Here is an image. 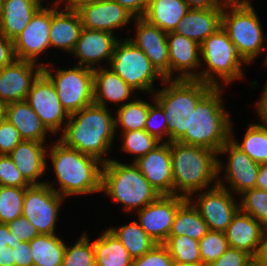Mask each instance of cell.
<instances>
[{"mask_svg": "<svg viewBox=\"0 0 267 266\" xmlns=\"http://www.w3.org/2000/svg\"><path fill=\"white\" fill-rule=\"evenodd\" d=\"M52 144L49 145L47 156L51 158L55 180L60 187L56 189L54 183L46 181L47 185L64 198L101 192L103 162L67 147L59 140Z\"/></svg>", "mask_w": 267, "mask_h": 266, "instance_id": "2", "label": "cell"}, {"mask_svg": "<svg viewBox=\"0 0 267 266\" xmlns=\"http://www.w3.org/2000/svg\"><path fill=\"white\" fill-rule=\"evenodd\" d=\"M256 188L267 190V163L260 164L259 166Z\"/></svg>", "mask_w": 267, "mask_h": 266, "instance_id": "56", "label": "cell"}, {"mask_svg": "<svg viewBox=\"0 0 267 266\" xmlns=\"http://www.w3.org/2000/svg\"><path fill=\"white\" fill-rule=\"evenodd\" d=\"M172 257L164 244H156L143 256L133 259L131 266H171Z\"/></svg>", "mask_w": 267, "mask_h": 266, "instance_id": "46", "label": "cell"}, {"mask_svg": "<svg viewBox=\"0 0 267 266\" xmlns=\"http://www.w3.org/2000/svg\"><path fill=\"white\" fill-rule=\"evenodd\" d=\"M264 231L265 227L259 221L239 210L227 227L225 235L229 247L254 257Z\"/></svg>", "mask_w": 267, "mask_h": 266, "instance_id": "27", "label": "cell"}, {"mask_svg": "<svg viewBox=\"0 0 267 266\" xmlns=\"http://www.w3.org/2000/svg\"><path fill=\"white\" fill-rule=\"evenodd\" d=\"M190 9L220 8L216 0H185Z\"/></svg>", "mask_w": 267, "mask_h": 266, "instance_id": "54", "label": "cell"}, {"mask_svg": "<svg viewBox=\"0 0 267 266\" xmlns=\"http://www.w3.org/2000/svg\"><path fill=\"white\" fill-rule=\"evenodd\" d=\"M264 62H265V64L267 65V56H266V58H265V61H264Z\"/></svg>", "mask_w": 267, "mask_h": 266, "instance_id": "62", "label": "cell"}, {"mask_svg": "<svg viewBox=\"0 0 267 266\" xmlns=\"http://www.w3.org/2000/svg\"><path fill=\"white\" fill-rule=\"evenodd\" d=\"M228 248L225 232L209 230L199 241L202 265L208 266L216 261Z\"/></svg>", "mask_w": 267, "mask_h": 266, "instance_id": "43", "label": "cell"}, {"mask_svg": "<svg viewBox=\"0 0 267 266\" xmlns=\"http://www.w3.org/2000/svg\"><path fill=\"white\" fill-rule=\"evenodd\" d=\"M58 9L51 7L50 47L62 49L70 54L83 28L81 17L78 11Z\"/></svg>", "mask_w": 267, "mask_h": 266, "instance_id": "26", "label": "cell"}, {"mask_svg": "<svg viewBox=\"0 0 267 266\" xmlns=\"http://www.w3.org/2000/svg\"><path fill=\"white\" fill-rule=\"evenodd\" d=\"M115 129L118 125L121 132L142 130L145 127L149 112V102L144 99L129 101L116 109Z\"/></svg>", "mask_w": 267, "mask_h": 266, "instance_id": "37", "label": "cell"}, {"mask_svg": "<svg viewBox=\"0 0 267 266\" xmlns=\"http://www.w3.org/2000/svg\"><path fill=\"white\" fill-rule=\"evenodd\" d=\"M63 196L57 194L49 185H31L26 188L22 216L39 234H56L57 217Z\"/></svg>", "mask_w": 267, "mask_h": 266, "instance_id": "11", "label": "cell"}, {"mask_svg": "<svg viewBox=\"0 0 267 266\" xmlns=\"http://www.w3.org/2000/svg\"><path fill=\"white\" fill-rule=\"evenodd\" d=\"M115 134V117L111 110L93 102L69 116L58 140L105 163L110 160L105 154L109 153Z\"/></svg>", "mask_w": 267, "mask_h": 266, "instance_id": "1", "label": "cell"}, {"mask_svg": "<svg viewBox=\"0 0 267 266\" xmlns=\"http://www.w3.org/2000/svg\"><path fill=\"white\" fill-rule=\"evenodd\" d=\"M134 163L160 195H173V173L169 142H161Z\"/></svg>", "mask_w": 267, "mask_h": 266, "instance_id": "20", "label": "cell"}, {"mask_svg": "<svg viewBox=\"0 0 267 266\" xmlns=\"http://www.w3.org/2000/svg\"><path fill=\"white\" fill-rule=\"evenodd\" d=\"M227 154V165L218 159V174L224 171V180L218 177V184L230 192L241 195L243 192L256 188V180L260 164L254 162L245 152L229 139L219 150L218 155ZM225 166V167H223ZM225 168V169H224ZM226 181V182H225ZM225 182V183H224Z\"/></svg>", "mask_w": 267, "mask_h": 266, "instance_id": "12", "label": "cell"}, {"mask_svg": "<svg viewBox=\"0 0 267 266\" xmlns=\"http://www.w3.org/2000/svg\"><path fill=\"white\" fill-rule=\"evenodd\" d=\"M108 229L121 241L133 259L143 256L156 245L137 221H131L130 224L117 228L112 226Z\"/></svg>", "mask_w": 267, "mask_h": 266, "instance_id": "35", "label": "cell"}, {"mask_svg": "<svg viewBox=\"0 0 267 266\" xmlns=\"http://www.w3.org/2000/svg\"><path fill=\"white\" fill-rule=\"evenodd\" d=\"M15 59L13 40L0 32V69L10 65Z\"/></svg>", "mask_w": 267, "mask_h": 266, "instance_id": "50", "label": "cell"}, {"mask_svg": "<svg viewBox=\"0 0 267 266\" xmlns=\"http://www.w3.org/2000/svg\"><path fill=\"white\" fill-rule=\"evenodd\" d=\"M42 63L15 59L0 69V100L6 105L27 99L33 82L43 72Z\"/></svg>", "mask_w": 267, "mask_h": 266, "instance_id": "17", "label": "cell"}, {"mask_svg": "<svg viewBox=\"0 0 267 266\" xmlns=\"http://www.w3.org/2000/svg\"><path fill=\"white\" fill-rule=\"evenodd\" d=\"M6 104L0 100V122L5 118Z\"/></svg>", "mask_w": 267, "mask_h": 266, "instance_id": "59", "label": "cell"}, {"mask_svg": "<svg viewBox=\"0 0 267 266\" xmlns=\"http://www.w3.org/2000/svg\"><path fill=\"white\" fill-rule=\"evenodd\" d=\"M222 86L212 87L191 114L190 133L178 141L219 152L230 139L232 120L222 101Z\"/></svg>", "mask_w": 267, "mask_h": 266, "instance_id": "5", "label": "cell"}, {"mask_svg": "<svg viewBox=\"0 0 267 266\" xmlns=\"http://www.w3.org/2000/svg\"><path fill=\"white\" fill-rule=\"evenodd\" d=\"M123 141L122 149L134 155L133 162L153 150L161 142L151 136L146 130H133L121 132Z\"/></svg>", "mask_w": 267, "mask_h": 266, "instance_id": "40", "label": "cell"}, {"mask_svg": "<svg viewBox=\"0 0 267 266\" xmlns=\"http://www.w3.org/2000/svg\"><path fill=\"white\" fill-rule=\"evenodd\" d=\"M64 242L57 234H39L29 242L33 266H62Z\"/></svg>", "mask_w": 267, "mask_h": 266, "instance_id": "32", "label": "cell"}, {"mask_svg": "<svg viewBox=\"0 0 267 266\" xmlns=\"http://www.w3.org/2000/svg\"><path fill=\"white\" fill-rule=\"evenodd\" d=\"M128 10L135 18L143 17L148 0H114Z\"/></svg>", "mask_w": 267, "mask_h": 266, "instance_id": "51", "label": "cell"}, {"mask_svg": "<svg viewBox=\"0 0 267 266\" xmlns=\"http://www.w3.org/2000/svg\"><path fill=\"white\" fill-rule=\"evenodd\" d=\"M10 234L22 242H30L39 235L37 229L24 217L20 216L7 223Z\"/></svg>", "mask_w": 267, "mask_h": 266, "instance_id": "49", "label": "cell"}, {"mask_svg": "<svg viewBox=\"0 0 267 266\" xmlns=\"http://www.w3.org/2000/svg\"><path fill=\"white\" fill-rule=\"evenodd\" d=\"M93 90L94 103L103 107H108L107 101L117 103L121 107L136 95L135 90L119 75L104 66L93 69Z\"/></svg>", "mask_w": 267, "mask_h": 266, "instance_id": "24", "label": "cell"}, {"mask_svg": "<svg viewBox=\"0 0 267 266\" xmlns=\"http://www.w3.org/2000/svg\"><path fill=\"white\" fill-rule=\"evenodd\" d=\"M62 266H95L93 242L86 233L73 246L66 245Z\"/></svg>", "mask_w": 267, "mask_h": 266, "instance_id": "42", "label": "cell"}, {"mask_svg": "<svg viewBox=\"0 0 267 266\" xmlns=\"http://www.w3.org/2000/svg\"><path fill=\"white\" fill-rule=\"evenodd\" d=\"M200 50L201 63H204L205 68L197 72L196 80L217 87L221 86V82L230 85L231 82L244 77L242 66L246 63L238 55L222 26L200 44Z\"/></svg>", "mask_w": 267, "mask_h": 266, "instance_id": "7", "label": "cell"}, {"mask_svg": "<svg viewBox=\"0 0 267 266\" xmlns=\"http://www.w3.org/2000/svg\"><path fill=\"white\" fill-rule=\"evenodd\" d=\"M51 25V7H40L28 25L13 40L14 55L18 60L38 63V58L50 49L49 31Z\"/></svg>", "mask_w": 267, "mask_h": 266, "instance_id": "16", "label": "cell"}, {"mask_svg": "<svg viewBox=\"0 0 267 266\" xmlns=\"http://www.w3.org/2000/svg\"><path fill=\"white\" fill-rule=\"evenodd\" d=\"M222 12V8L189 9L173 32L201 44L222 26Z\"/></svg>", "mask_w": 267, "mask_h": 266, "instance_id": "25", "label": "cell"}, {"mask_svg": "<svg viewBox=\"0 0 267 266\" xmlns=\"http://www.w3.org/2000/svg\"><path fill=\"white\" fill-rule=\"evenodd\" d=\"M253 257L242 250L229 247L225 253L208 266H251Z\"/></svg>", "mask_w": 267, "mask_h": 266, "instance_id": "48", "label": "cell"}, {"mask_svg": "<svg viewBox=\"0 0 267 266\" xmlns=\"http://www.w3.org/2000/svg\"><path fill=\"white\" fill-rule=\"evenodd\" d=\"M2 4H3V0H0V15H1Z\"/></svg>", "mask_w": 267, "mask_h": 266, "instance_id": "61", "label": "cell"}, {"mask_svg": "<svg viewBox=\"0 0 267 266\" xmlns=\"http://www.w3.org/2000/svg\"><path fill=\"white\" fill-rule=\"evenodd\" d=\"M5 118L18 130L23 140L45 143L47 133L52 134L26 100L6 105Z\"/></svg>", "mask_w": 267, "mask_h": 266, "instance_id": "28", "label": "cell"}, {"mask_svg": "<svg viewBox=\"0 0 267 266\" xmlns=\"http://www.w3.org/2000/svg\"><path fill=\"white\" fill-rule=\"evenodd\" d=\"M199 192L195 201L193 198L189 200L197 208L209 230L225 232L240 210L233 193L219 184H213L210 189Z\"/></svg>", "mask_w": 267, "mask_h": 266, "instance_id": "13", "label": "cell"}, {"mask_svg": "<svg viewBox=\"0 0 267 266\" xmlns=\"http://www.w3.org/2000/svg\"><path fill=\"white\" fill-rule=\"evenodd\" d=\"M49 66L50 63H44L43 73L54 84L58 99L69 115L94 102L93 69L75 65L53 70V66Z\"/></svg>", "mask_w": 267, "mask_h": 266, "instance_id": "10", "label": "cell"}, {"mask_svg": "<svg viewBox=\"0 0 267 266\" xmlns=\"http://www.w3.org/2000/svg\"><path fill=\"white\" fill-rule=\"evenodd\" d=\"M0 266H33L29 242L11 235L4 223H0Z\"/></svg>", "mask_w": 267, "mask_h": 266, "instance_id": "34", "label": "cell"}, {"mask_svg": "<svg viewBox=\"0 0 267 266\" xmlns=\"http://www.w3.org/2000/svg\"><path fill=\"white\" fill-rule=\"evenodd\" d=\"M216 2L217 5L222 9L252 5L250 0H216Z\"/></svg>", "mask_w": 267, "mask_h": 266, "instance_id": "57", "label": "cell"}, {"mask_svg": "<svg viewBox=\"0 0 267 266\" xmlns=\"http://www.w3.org/2000/svg\"><path fill=\"white\" fill-rule=\"evenodd\" d=\"M118 41L119 39L111 32L82 28L71 54L79 59L76 65L95 69L94 66L102 60L110 62Z\"/></svg>", "mask_w": 267, "mask_h": 266, "instance_id": "21", "label": "cell"}, {"mask_svg": "<svg viewBox=\"0 0 267 266\" xmlns=\"http://www.w3.org/2000/svg\"><path fill=\"white\" fill-rule=\"evenodd\" d=\"M110 69L119 75L135 91H144L150 95L155 92L154 82L165 78L151 64L146 54L128 37L119 39L109 62Z\"/></svg>", "mask_w": 267, "mask_h": 266, "instance_id": "9", "label": "cell"}, {"mask_svg": "<svg viewBox=\"0 0 267 266\" xmlns=\"http://www.w3.org/2000/svg\"><path fill=\"white\" fill-rule=\"evenodd\" d=\"M98 0H66L63 9L69 11H79L83 6L90 5Z\"/></svg>", "mask_w": 267, "mask_h": 266, "instance_id": "55", "label": "cell"}, {"mask_svg": "<svg viewBox=\"0 0 267 266\" xmlns=\"http://www.w3.org/2000/svg\"><path fill=\"white\" fill-rule=\"evenodd\" d=\"M187 199L180 195H160L136 211L141 228L156 244H163L167 240L176 212Z\"/></svg>", "mask_w": 267, "mask_h": 266, "instance_id": "15", "label": "cell"}, {"mask_svg": "<svg viewBox=\"0 0 267 266\" xmlns=\"http://www.w3.org/2000/svg\"><path fill=\"white\" fill-rule=\"evenodd\" d=\"M43 142L23 140L9 154L15 166L31 185H42L44 181H38L39 177L46 173L47 146Z\"/></svg>", "mask_w": 267, "mask_h": 266, "instance_id": "23", "label": "cell"}, {"mask_svg": "<svg viewBox=\"0 0 267 266\" xmlns=\"http://www.w3.org/2000/svg\"><path fill=\"white\" fill-rule=\"evenodd\" d=\"M40 8L34 0H3L0 15V32L14 40L28 25Z\"/></svg>", "mask_w": 267, "mask_h": 266, "instance_id": "29", "label": "cell"}, {"mask_svg": "<svg viewBox=\"0 0 267 266\" xmlns=\"http://www.w3.org/2000/svg\"><path fill=\"white\" fill-rule=\"evenodd\" d=\"M26 188L0 186V223L7 224L22 216Z\"/></svg>", "mask_w": 267, "mask_h": 266, "instance_id": "39", "label": "cell"}, {"mask_svg": "<svg viewBox=\"0 0 267 266\" xmlns=\"http://www.w3.org/2000/svg\"><path fill=\"white\" fill-rule=\"evenodd\" d=\"M83 28L90 30H103L114 34V30L120 29L134 16L114 0H98L90 5L83 6L78 11Z\"/></svg>", "mask_w": 267, "mask_h": 266, "instance_id": "22", "label": "cell"}, {"mask_svg": "<svg viewBox=\"0 0 267 266\" xmlns=\"http://www.w3.org/2000/svg\"><path fill=\"white\" fill-rule=\"evenodd\" d=\"M167 42L169 79H197L198 73L195 69L202 66L201 57H199L201 56L200 44L174 32L167 33ZM173 74H175L174 77Z\"/></svg>", "mask_w": 267, "mask_h": 266, "instance_id": "19", "label": "cell"}, {"mask_svg": "<svg viewBox=\"0 0 267 266\" xmlns=\"http://www.w3.org/2000/svg\"><path fill=\"white\" fill-rule=\"evenodd\" d=\"M185 0H148L144 18L164 32H173L178 22L189 11Z\"/></svg>", "mask_w": 267, "mask_h": 266, "instance_id": "30", "label": "cell"}, {"mask_svg": "<svg viewBox=\"0 0 267 266\" xmlns=\"http://www.w3.org/2000/svg\"><path fill=\"white\" fill-rule=\"evenodd\" d=\"M173 262L180 264L202 265L199 241L188 236H169L163 243Z\"/></svg>", "mask_w": 267, "mask_h": 266, "instance_id": "38", "label": "cell"}, {"mask_svg": "<svg viewBox=\"0 0 267 266\" xmlns=\"http://www.w3.org/2000/svg\"><path fill=\"white\" fill-rule=\"evenodd\" d=\"M173 195L192 199L193 194L218 184V153L180 142L170 143ZM217 179V180H216Z\"/></svg>", "mask_w": 267, "mask_h": 266, "instance_id": "3", "label": "cell"}, {"mask_svg": "<svg viewBox=\"0 0 267 266\" xmlns=\"http://www.w3.org/2000/svg\"><path fill=\"white\" fill-rule=\"evenodd\" d=\"M253 264L255 266H267V228H265L257 252L253 257Z\"/></svg>", "mask_w": 267, "mask_h": 266, "instance_id": "52", "label": "cell"}, {"mask_svg": "<svg viewBox=\"0 0 267 266\" xmlns=\"http://www.w3.org/2000/svg\"><path fill=\"white\" fill-rule=\"evenodd\" d=\"M134 22L136 24L135 37H128V39L146 54L151 64L165 79H169L167 33L151 25L142 17L134 18Z\"/></svg>", "mask_w": 267, "mask_h": 266, "instance_id": "18", "label": "cell"}, {"mask_svg": "<svg viewBox=\"0 0 267 266\" xmlns=\"http://www.w3.org/2000/svg\"><path fill=\"white\" fill-rule=\"evenodd\" d=\"M40 7H44V5L42 4V0H34ZM44 1V0H43ZM63 1H66V0H54V2L55 3H53V4H55V5H50L51 7H55V8H60L61 7V4L62 3H65V2H63ZM61 3V4H60ZM59 5V6H58Z\"/></svg>", "mask_w": 267, "mask_h": 266, "instance_id": "58", "label": "cell"}, {"mask_svg": "<svg viewBox=\"0 0 267 266\" xmlns=\"http://www.w3.org/2000/svg\"><path fill=\"white\" fill-rule=\"evenodd\" d=\"M171 266H204V265L180 264V263L173 262Z\"/></svg>", "mask_w": 267, "mask_h": 266, "instance_id": "60", "label": "cell"}, {"mask_svg": "<svg viewBox=\"0 0 267 266\" xmlns=\"http://www.w3.org/2000/svg\"><path fill=\"white\" fill-rule=\"evenodd\" d=\"M153 93L166 117L169 143L178 142L185 133H190L191 114L198 101L213 87L196 79H165Z\"/></svg>", "mask_w": 267, "mask_h": 266, "instance_id": "4", "label": "cell"}, {"mask_svg": "<svg viewBox=\"0 0 267 266\" xmlns=\"http://www.w3.org/2000/svg\"><path fill=\"white\" fill-rule=\"evenodd\" d=\"M222 28L246 64L254 63L267 47L260 19L252 5L224 8Z\"/></svg>", "mask_w": 267, "mask_h": 266, "instance_id": "8", "label": "cell"}, {"mask_svg": "<svg viewBox=\"0 0 267 266\" xmlns=\"http://www.w3.org/2000/svg\"><path fill=\"white\" fill-rule=\"evenodd\" d=\"M240 196V211L250 215L267 228V190L253 188Z\"/></svg>", "mask_w": 267, "mask_h": 266, "instance_id": "41", "label": "cell"}, {"mask_svg": "<svg viewBox=\"0 0 267 266\" xmlns=\"http://www.w3.org/2000/svg\"><path fill=\"white\" fill-rule=\"evenodd\" d=\"M101 192L123 204L126 212L143 209L160 196L134 162L124 164L114 159L103 163Z\"/></svg>", "mask_w": 267, "mask_h": 266, "instance_id": "6", "label": "cell"}, {"mask_svg": "<svg viewBox=\"0 0 267 266\" xmlns=\"http://www.w3.org/2000/svg\"><path fill=\"white\" fill-rule=\"evenodd\" d=\"M151 97L154 103H149V112L144 130H146L151 136L155 137L160 142H169L168 124L164 115V111L154 100L153 94H151ZM159 119L161 122H159ZM164 138L167 140L164 141Z\"/></svg>", "mask_w": 267, "mask_h": 266, "instance_id": "44", "label": "cell"}, {"mask_svg": "<svg viewBox=\"0 0 267 266\" xmlns=\"http://www.w3.org/2000/svg\"><path fill=\"white\" fill-rule=\"evenodd\" d=\"M23 141L18 130L4 118L0 122V155H9Z\"/></svg>", "mask_w": 267, "mask_h": 266, "instance_id": "47", "label": "cell"}, {"mask_svg": "<svg viewBox=\"0 0 267 266\" xmlns=\"http://www.w3.org/2000/svg\"><path fill=\"white\" fill-rule=\"evenodd\" d=\"M209 231L197 208L187 199L177 210L169 236H188L200 241Z\"/></svg>", "mask_w": 267, "mask_h": 266, "instance_id": "33", "label": "cell"}, {"mask_svg": "<svg viewBox=\"0 0 267 266\" xmlns=\"http://www.w3.org/2000/svg\"><path fill=\"white\" fill-rule=\"evenodd\" d=\"M26 101L53 135L63 131L70 115L60 103L54 84L43 72L33 82Z\"/></svg>", "mask_w": 267, "mask_h": 266, "instance_id": "14", "label": "cell"}, {"mask_svg": "<svg viewBox=\"0 0 267 266\" xmlns=\"http://www.w3.org/2000/svg\"><path fill=\"white\" fill-rule=\"evenodd\" d=\"M257 115L259 116L260 123L264 124L267 126V83L264 87L263 93L257 102Z\"/></svg>", "mask_w": 267, "mask_h": 266, "instance_id": "53", "label": "cell"}, {"mask_svg": "<svg viewBox=\"0 0 267 266\" xmlns=\"http://www.w3.org/2000/svg\"><path fill=\"white\" fill-rule=\"evenodd\" d=\"M95 266H131L133 258L107 228L93 241Z\"/></svg>", "mask_w": 267, "mask_h": 266, "instance_id": "31", "label": "cell"}, {"mask_svg": "<svg viewBox=\"0 0 267 266\" xmlns=\"http://www.w3.org/2000/svg\"><path fill=\"white\" fill-rule=\"evenodd\" d=\"M30 187L9 155H0V186Z\"/></svg>", "mask_w": 267, "mask_h": 266, "instance_id": "45", "label": "cell"}, {"mask_svg": "<svg viewBox=\"0 0 267 266\" xmlns=\"http://www.w3.org/2000/svg\"><path fill=\"white\" fill-rule=\"evenodd\" d=\"M230 127V139L245 152L254 162L258 164L267 163V126L264 124L252 123L246 129L241 144L234 139V131ZM233 131V132H232Z\"/></svg>", "mask_w": 267, "mask_h": 266, "instance_id": "36", "label": "cell"}]
</instances>
